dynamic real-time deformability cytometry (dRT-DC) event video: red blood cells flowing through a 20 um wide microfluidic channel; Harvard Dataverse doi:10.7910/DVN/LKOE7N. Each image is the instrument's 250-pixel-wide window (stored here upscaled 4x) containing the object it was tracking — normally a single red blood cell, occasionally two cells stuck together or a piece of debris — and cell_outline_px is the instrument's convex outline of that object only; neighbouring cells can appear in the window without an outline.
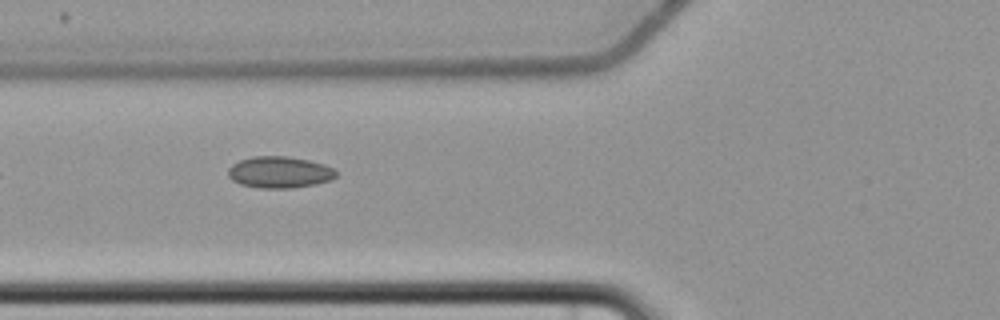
{"species": "common noctule bat (a hibernating species)", "species_latin": "Nyctalus noctula", "temperature_condition": "cold", "stored_images_in_passage": 9, "camera_frame_rate_fps": 3000, "um_per_image_px": 0.085, "animal": {"sex": "female", "body_mass_g": 22.7, "forearm_length_mm": 54.2}, "frame": {"image": 1, "passage_image": 6, "time_ms": 6.0, "image_size_px": [1000, 320], "cell_outline_px": [[336, 176], [332, 180], [316, 184], [292, 188], [260, 188], [240, 184], [232, 180], [228, 176], [228, 168], [232, 164], [240, 160], [252, 156], [288, 156], [308, 160], [324, 164], [332, 168], [336, 172]], "centroid_in_image_um": [23.75, 14.64], "position_along_channel_um": 102.1, "area_um2": 19.94}}
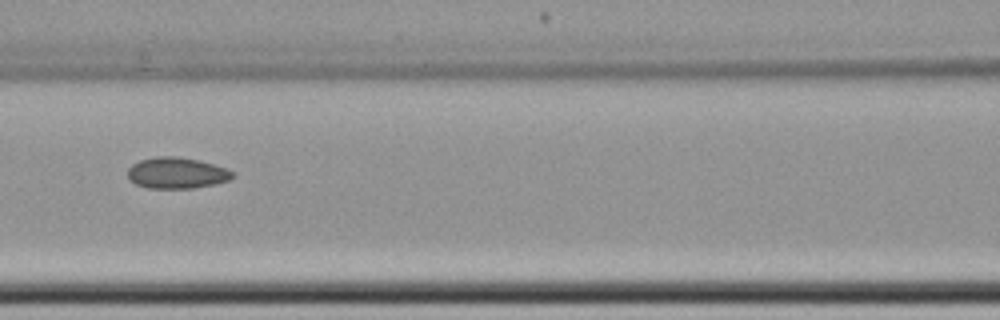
{"frame": {"image": 2, "passage_image": 7, "time_ms": 7.333, "image_size_px": [1000, 320], "cell_outline_px": [[236, 176], [228, 180], [216, 184], [192, 188], [148, 188], [136, 184], [128, 176], [128, 168], [132, 164], [140, 160], [156, 156], [176, 156], [200, 160], [236, 172]], "centroid_in_image_um": [15.05, 14.7], "position_along_channel_um": 151.6, "area_um2": 19.07}}
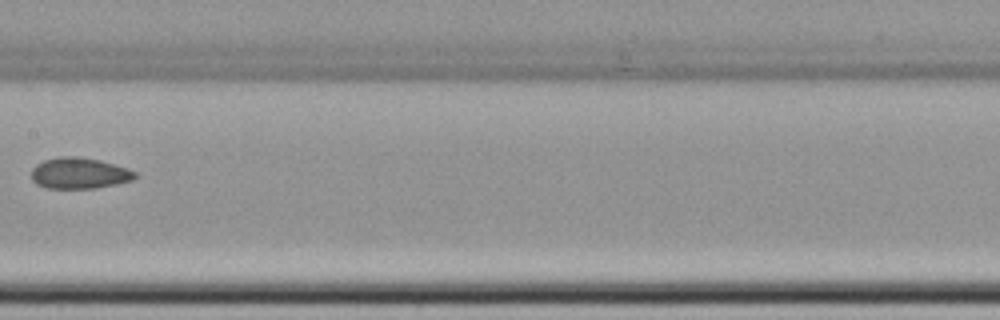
{"frame": {"image": 3, "passage_image": 8, "time_ms": 8.667, "image_size_px": [1000, 320], "cell_outline_px": [[136, 176], [132, 180], [116, 184], [96, 188], [48, 188], [36, 184], [32, 180], [32, 168], [36, 164], [44, 160], [60, 156], [76, 156], [100, 160], [128, 168], [136, 172]], "centroid_in_image_um": [6.73, 14.72], "position_along_channel_um": 200.7, "area_um2": 18.79}}